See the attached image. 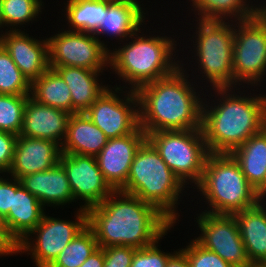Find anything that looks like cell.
I'll return each instance as SVG.
<instances>
[{
	"instance_id": "3",
	"label": "cell",
	"mask_w": 266,
	"mask_h": 267,
	"mask_svg": "<svg viewBox=\"0 0 266 267\" xmlns=\"http://www.w3.org/2000/svg\"><path fill=\"white\" fill-rule=\"evenodd\" d=\"M239 89L212 88L216 102L203 99L201 130L210 153H231L266 127V95L235 94Z\"/></svg>"
},
{
	"instance_id": "8",
	"label": "cell",
	"mask_w": 266,
	"mask_h": 267,
	"mask_svg": "<svg viewBox=\"0 0 266 267\" xmlns=\"http://www.w3.org/2000/svg\"><path fill=\"white\" fill-rule=\"evenodd\" d=\"M146 139L184 185L200 183L210 154L201 129L151 132Z\"/></svg>"
},
{
	"instance_id": "11",
	"label": "cell",
	"mask_w": 266,
	"mask_h": 267,
	"mask_svg": "<svg viewBox=\"0 0 266 267\" xmlns=\"http://www.w3.org/2000/svg\"><path fill=\"white\" fill-rule=\"evenodd\" d=\"M63 30L47 38L49 67L70 66L103 71L109 67L108 45L91 33Z\"/></svg>"
},
{
	"instance_id": "44",
	"label": "cell",
	"mask_w": 266,
	"mask_h": 267,
	"mask_svg": "<svg viewBox=\"0 0 266 267\" xmlns=\"http://www.w3.org/2000/svg\"><path fill=\"white\" fill-rule=\"evenodd\" d=\"M251 267H266V263L253 264Z\"/></svg>"
},
{
	"instance_id": "23",
	"label": "cell",
	"mask_w": 266,
	"mask_h": 267,
	"mask_svg": "<svg viewBox=\"0 0 266 267\" xmlns=\"http://www.w3.org/2000/svg\"><path fill=\"white\" fill-rule=\"evenodd\" d=\"M108 142V137L85 113L71 114L61 153L96 157Z\"/></svg>"
},
{
	"instance_id": "21",
	"label": "cell",
	"mask_w": 266,
	"mask_h": 267,
	"mask_svg": "<svg viewBox=\"0 0 266 267\" xmlns=\"http://www.w3.org/2000/svg\"><path fill=\"white\" fill-rule=\"evenodd\" d=\"M139 0H107V11L103 22L94 35L101 40L102 35H109L123 42L138 32L145 22L144 4ZM144 9V10H143ZM143 23V24H142ZM101 36V38L99 37ZM100 38V39H99ZM125 38V39H124Z\"/></svg>"
},
{
	"instance_id": "28",
	"label": "cell",
	"mask_w": 266,
	"mask_h": 267,
	"mask_svg": "<svg viewBox=\"0 0 266 267\" xmlns=\"http://www.w3.org/2000/svg\"><path fill=\"white\" fill-rule=\"evenodd\" d=\"M64 7L68 31L94 34L103 22L107 0H67Z\"/></svg>"
},
{
	"instance_id": "29",
	"label": "cell",
	"mask_w": 266,
	"mask_h": 267,
	"mask_svg": "<svg viewBox=\"0 0 266 267\" xmlns=\"http://www.w3.org/2000/svg\"><path fill=\"white\" fill-rule=\"evenodd\" d=\"M98 247L95 234L87 225L48 267H80Z\"/></svg>"
},
{
	"instance_id": "26",
	"label": "cell",
	"mask_w": 266,
	"mask_h": 267,
	"mask_svg": "<svg viewBox=\"0 0 266 267\" xmlns=\"http://www.w3.org/2000/svg\"><path fill=\"white\" fill-rule=\"evenodd\" d=\"M30 97L38 103L72 114L70 89L54 69L48 68L39 78L31 82Z\"/></svg>"
},
{
	"instance_id": "6",
	"label": "cell",
	"mask_w": 266,
	"mask_h": 267,
	"mask_svg": "<svg viewBox=\"0 0 266 267\" xmlns=\"http://www.w3.org/2000/svg\"><path fill=\"white\" fill-rule=\"evenodd\" d=\"M195 187L209 204L208 211H202L205 213L233 215L259 202L256 189L230 153H210L202 180Z\"/></svg>"
},
{
	"instance_id": "24",
	"label": "cell",
	"mask_w": 266,
	"mask_h": 267,
	"mask_svg": "<svg viewBox=\"0 0 266 267\" xmlns=\"http://www.w3.org/2000/svg\"><path fill=\"white\" fill-rule=\"evenodd\" d=\"M250 263L266 262V203L233 214Z\"/></svg>"
},
{
	"instance_id": "18",
	"label": "cell",
	"mask_w": 266,
	"mask_h": 267,
	"mask_svg": "<svg viewBox=\"0 0 266 267\" xmlns=\"http://www.w3.org/2000/svg\"><path fill=\"white\" fill-rule=\"evenodd\" d=\"M70 116L71 114L67 111L38 103L29 96L19 135L50 140L61 147Z\"/></svg>"
},
{
	"instance_id": "31",
	"label": "cell",
	"mask_w": 266,
	"mask_h": 267,
	"mask_svg": "<svg viewBox=\"0 0 266 267\" xmlns=\"http://www.w3.org/2000/svg\"><path fill=\"white\" fill-rule=\"evenodd\" d=\"M31 83L0 44V94L30 95Z\"/></svg>"
},
{
	"instance_id": "9",
	"label": "cell",
	"mask_w": 266,
	"mask_h": 267,
	"mask_svg": "<svg viewBox=\"0 0 266 267\" xmlns=\"http://www.w3.org/2000/svg\"><path fill=\"white\" fill-rule=\"evenodd\" d=\"M235 27L233 88L245 83L254 88L261 86L266 76V21L257 13L247 20L235 21Z\"/></svg>"
},
{
	"instance_id": "10",
	"label": "cell",
	"mask_w": 266,
	"mask_h": 267,
	"mask_svg": "<svg viewBox=\"0 0 266 267\" xmlns=\"http://www.w3.org/2000/svg\"><path fill=\"white\" fill-rule=\"evenodd\" d=\"M76 213L75 221L44 214L41 222L17 244V252L32 255L36 267H48L69 242L87 226V210L80 207ZM33 234L34 236L36 234L35 239Z\"/></svg>"
},
{
	"instance_id": "4",
	"label": "cell",
	"mask_w": 266,
	"mask_h": 267,
	"mask_svg": "<svg viewBox=\"0 0 266 267\" xmlns=\"http://www.w3.org/2000/svg\"><path fill=\"white\" fill-rule=\"evenodd\" d=\"M141 31H138L140 36L134 33L129 37L131 42L113 48L109 54L110 70L125 84L131 85L127 89L135 91L142 85L171 75L182 62L172 57L177 52L175 38L161 34L144 36Z\"/></svg>"
},
{
	"instance_id": "41",
	"label": "cell",
	"mask_w": 266,
	"mask_h": 267,
	"mask_svg": "<svg viewBox=\"0 0 266 267\" xmlns=\"http://www.w3.org/2000/svg\"><path fill=\"white\" fill-rule=\"evenodd\" d=\"M257 198L260 203H265L266 200V178L263 184L256 190Z\"/></svg>"
},
{
	"instance_id": "39",
	"label": "cell",
	"mask_w": 266,
	"mask_h": 267,
	"mask_svg": "<svg viewBox=\"0 0 266 267\" xmlns=\"http://www.w3.org/2000/svg\"><path fill=\"white\" fill-rule=\"evenodd\" d=\"M104 261V249L98 247L80 267H103Z\"/></svg>"
},
{
	"instance_id": "19",
	"label": "cell",
	"mask_w": 266,
	"mask_h": 267,
	"mask_svg": "<svg viewBox=\"0 0 266 267\" xmlns=\"http://www.w3.org/2000/svg\"><path fill=\"white\" fill-rule=\"evenodd\" d=\"M46 208L27 191L19 179L13 177V201L9 214L4 218L8 235L18 244L42 220Z\"/></svg>"
},
{
	"instance_id": "12",
	"label": "cell",
	"mask_w": 266,
	"mask_h": 267,
	"mask_svg": "<svg viewBox=\"0 0 266 267\" xmlns=\"http://www.w3.org/2000/svg\"><path fill=\"white\" fill-rule=\"evenodd\" d=\"M124 88L127 87L117 84L108 87L84 112L108 139L126 136L140 126L137 93L130 89L125 92Z\"/></svg>"
},
{
	"instance_id": "25",
	"label": "cell",
	"mask_w": 266,
	"mask_h": 267,
	"mask_svg": "<svg viewBox=\"0 0 266 267\" xmlns=\"http://www.w3.org/2000/svg\"><path fill=\"white\" fill-rule=\"evenodd\" d=\"M247 181L257 190L266 178V127L230 153Z\"/></svg>"
},
{
	"instance_id": "30",
	"label": "cell",
	"mask_w": 266,
	"mask_h": 267,
	"mask_svg": "<svg viewBox=\"0 0 266 267\" xmlns=\"http://www.w3.org/2000/svg\"><path fill=\"white\" fill-rule=\"evenodd\" d=\"M43 3L42 0H0L2 27L6 26L8 29L10 28V31H21L18 27L20 28L21 25H26L30 21H35L37 16L42 14Z\"/></svg>"
},
{
	"instance_id": "17",
	"label": "cell",
	"mask_w": 266,
	"mask_h": 267,
	"mask_svg": "<svg viewBox=\"0 0 266 267\" xmlns=\"http://www.w3.org/2000/svg\"><path fill=\"white\" fill-rule=\"evenodd\" d=\"M61 147L53 141L18 135L8 173L16 179L46 171L59 163Z\"/></svg>"
},
{
	"instance_id": "36",
	"label": "cell",
	"mask_w": 266,
	"mask_h": 267,
	"mask_svg": "<svg viewBox=\"0 0 266 267\" xmlns=\"http://www.w3.org/2000/svg\"><path fill=\"white\" fill-rule=\"evenodd\" d=\"M17 135L0 131V173H6L10 169L13 154L15 149V143L17 140Z\"/></svg>"
},
{
	"instance_id": "43",
	"label": "cell",
	"mask_w": 266,
	"mask_h": 267,
	"mask_svg": "<svg viewBox=\"0 0 266 267\" xmlns=\"http://www.w3.org/2000/svg\"><path fill=\"white\" fill-rule=\"evenodd\" d=\"M0 229H6L5 222L2 216L0 215Z\"/></svg>"
},
{
	"instance_id": "40",
	"label": "cell",
	"mask_w": 266,
	"mask_h": 267,
	"mask_svg": "<svg viewBox=\"0 0 266 267\" xmlns=\"http://www.w3.org/2000/svg\"><path fill=\"white\" fill-rule=\"evenodd\" d=\"M166 267H190V264L186 254L178 249L169 257Z\"/></svg>"
},
{
	"instance_id": "5",
	"label": "cell",
	"mask_w": 266,
	"mask_h": 267,
	"mask_svg": "<svg viewBox=\"0 0 266 267\" xmlns=\"http://www.w3.org/2000/svg\"><path fill=\"white\" fill-rule=\"evenodd\" d=\"M185 187L146 139L138 148L126 184L120 191L154 205L175 224L180 216L177 205Z\"/></svg>"
},
{
	"instance_id": "2",
	"label": "cell",
	"mask_w": 266,
	"mask_h": 267,
	"mask_svg": "<svg viewBox=\"0 0 266 267\" xmlns=\"http://www.w3.org/2000/svg\"><path fill=\"white\" fill-rule=\"evenodd\" d=\"M183 63L171 75L140 86L139 125L151 132L201 129L203 98ZM188 74V75H187ZM190 81V82H189Z\"/></svg>"
},
{
	"instance_id": "45",
	"label": "cell",
	"mask_w": 266,
	"mask_h": 267,
	"mask_svg": "<svg viewBox=\"0 0 266 267\" xmlns=\"http://www.w3.org/2000/svg\"><path fill=\"white\" fill-rule=\"evenodd\" d=\"M3 27H2V24H1V21H0V29H2ZM1 33H0V41L2 40V37H3V35H4V31L3 30H1L0 31ZM3 33V34H2Z\"/></svg>"
},
{
	"instance_id": "16",
	"label": "cell",
	"mask_w": 266,
	"mask_h": 267,
	"mask_svg": "<svg viewBox=\"0 0 266 267\" xmlns=\"http://www.w3.org/2000/svg\"><path fill=\"white\" fill-rule=\"evenodd\" d=\"M6 30L0 44L31 83L49 68L47 38L39 40L22 30Z\"/></svg>"
},
{
	"instance_id": "7",
	"label": "cell",
	"mask_w": 266,
	"mask_h": 267,
	"mask_svg": "<svg viewBox=\"0 0 266 267\" xmlns=\"http://www.w3.org/2000/svg\"><path fill=\"white\" fill-rule=\"evenodd\" d=\"M195 21L196 33L192 34H196L195 42L191 41L196 44L191 51L197 58L196 69L202 73L201 80L207 79L206 83H210L211 88L233 87L234 21H231L232 24L218 20Z\"/></svg>"
},
{
	"instance_id": "15",
	"label": "cell",
	"mask_w": 266,
	"mask_h": 267,
	"mask_svg": "<svg viewBox=\"0 0 266 267\" xmlns=\"http://www.w3.org/2000/svg\"><path fill=\"white\" fill-rule=\"evenodd\" d=\"M145 140L146 133L139 126L126 136L108 139L95 157L105 180L114 190H120L126 184L134 156Z\"/></svg>"
},
{
	"instance_id": "33",
	"label": "cell",
	"mask_w": 266,
	"mask_h": 267,
	"mask_svg": "<svg viewBox=\"0 0 266 267\" xmlns=\"http://www.w3.org/2000/svg\"><path fill=\"white\" fill-rule=\"evenodd\" d=\"M181 250L186 254L190 267H235L218 254L205 249L194 238Z\"/></svg>"
},
{
	"instance_id": "13",
	"label": "cell",
	"mask_w": 266,
	"mask_h": 267,
	"mask_svg": "<svg viewBox=\"0 0 266 267\" xmlns=\"http://www.w3.org/2000/svg\"><path fill=\"white\" fill-rule=\"evenodd\" d=\"M196 222L201 231L194 238L205 249L218 254L235 267H251L238 224L233 215L200 212Z\"/></svg>"
},
{
	"instance_id": "20",
	"label": "cell",
	"mask_w": 266,
	"mask_h": 267,
	"mask_svg": "<svg viewBox=\"0 0 266 267\" xmlns=\"http://www.w3.org/2000/svg\"><path fill=\"white\" fill-rule=\"evenodd\" d=\"M20 182L44 207L74 202L66 171L60 163L49 170L25 175Z\"/></svg>"
},
{
	"instance_id": "34",
	"label": "cell",
	"mask_w": 266,
	"mask_h": 267,
	"mask_svg": "<svg viewBox=\"0 0 266 267\" xmlns=\"http://www.w3.org/2000/svg\"><path fill=\"white\" fill-rule=\"evenodd\" d=\"M173 224L158 240L153 244L137 249L132 259L130 267H166L169 257L173 253H166L159 249L158 241L174 226Z\"/></svg>"
},
{
	"instance_id": "32",
	"label": "cell",
	"mask_w": 266,
	"mask_h": 267,
	"mask_svg": "<svg viewBox=\"0 0 266 267\" xmlns=\"http://www.w3.org/2000/svg\"><path fill=\"white\" fill-rule=\"evenodd\" d=\"M29 96L0 94V131L17 136L21 133L25 105Z\"/></svg>"
},
{
	"instance_id": "37",
	"label": "cell",
	"mask_w": 266,
	"mask_h": 267,
	"mask_svg": "<svg viewBox=\"0 0 266 267\" xmlns=\"http://www.w3.org/2000/svg\"><path fill=\"white\" fill-rule=\"evenodd\" d=\"M10 178V179H9ZM13 201V177H2L0 175V215L4 219L12 207Z\"/></svg>"
},
{
	"instance_id": "38",
	"label": "cell",
	"mask_w": 266,
	"mask_h": 267,
	"mask_svg": "<svg viewBox=\"0 0 266 267\" xmlns=\"http://www.w3.org/2000/svg\"><path fill=\"white\" fill-rule=\"evenodd\" d=\"M17 243L8 235L6 229H0V256L16 255Z\"/></svg>"
},
{
	"instance_id": "14",
	"label": "cell",
	"mask_w": 266,
	"mask_h": 267,
	"mask_svg": "<svg viewBox=\"0 0 266 267\" xmlns=\"http://www.w3.org/2000/svg\"><path fill=\"white\" fill-rule=\"evenodd\" d=\"M59 163L66 171L74 201L88 209L102 203L114 189L105 180L94 156L61 153Z\"/></svg>"
},
{
	"instance_id": "35",
	"label": "cell",
	"mask_w": 266,
	"mask_h": 267,
	"mask_svg": "<svg viewBox=\"0 0 266 267\" xmlns=\"http://www.w3.org/2000/svg\"><path fill=\"white\" fill-rule=\"evenodd\" d=\"M104 249L103 267H130L137 250L131 246H110Z\"/></svg>"
},
{
	"instance_id": "42",
	"label": "cell",
	"mask_w": 266,
	"mask_h": 267,
	"mask_svg": "<svg viewBox=\"0 0 266 267\" xmlns=\"http://www.w3.org/2000/svg\"><path fill=\"white\" fill-rule=\"evenodd\" d=\"M266 3L263 5L258 4V14L266 21Z\"/></svg>"
},
{
	"instance_id": "22",
	"label": "cell",
	"mask_w": 266,
	"mask_h": 267,
	"mask_svg": "<svg viewBox=\"0 0 266 267\" xmlns=\"http://www.w3.org/2000/svg\"><path fill=\"white\" fill-rule=\"evenodd\" d=\"M49 68L54 69L67 83L72 99V114L84 113L110 87L98 80L103 71L70 66Z\"/></svg>"
},
{
	"instance_id": "1",
	"label": "cell",
	"mask_w": 266,
	"mask_h": 267,
	"mask_svg": "<svg viewBox=\"0 0 266 267\" xmlns=\"http://www.w3.org/2000/svg\"><path fill=\"white\" fill-rule=\"evenodd\" d=\"M87 225L99 247L140 249L153 244L173 223L154 205L114 190L102 203L87 209Z\"/></svg>"
},
{
	"instance_id": "27",
	"label": "cell",
	"mask_w": 266,
	"mask_h": 267,
	"mask_svg": "<svg viewBox=\"0 0 266 267\" xmlns=\"http://www.w3.org/2000/svg\"><path fill=\"white\" fill-rule=\"evenodd\" d=\"M250 1V0H249ZM198 20H218L234 22L247 20L258 13L255 6L247 0H191ZM195 9V10H194ZM231 19V20H229Z\"/></svg>"
}]
</instances>
